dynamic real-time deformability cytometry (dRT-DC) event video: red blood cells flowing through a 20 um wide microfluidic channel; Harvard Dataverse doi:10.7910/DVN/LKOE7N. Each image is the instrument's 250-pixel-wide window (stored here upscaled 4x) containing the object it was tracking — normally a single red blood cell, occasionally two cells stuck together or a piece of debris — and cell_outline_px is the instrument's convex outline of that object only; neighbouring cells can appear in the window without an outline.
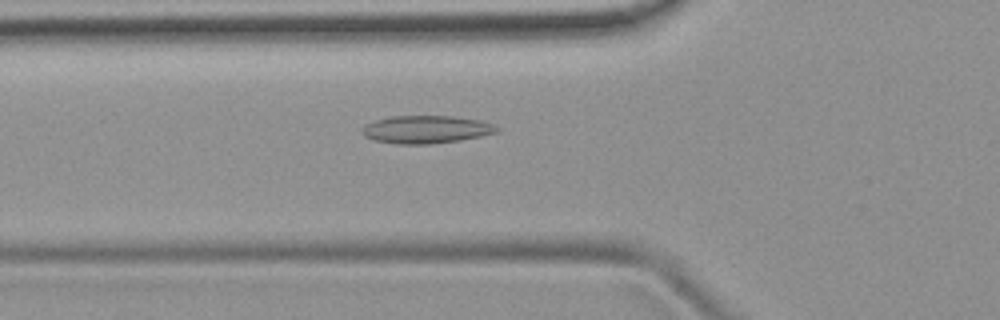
{"species": "common noctule bat (a hibernating species)", "species_latin": "Nyctalus noctula", "temperature_condition": "room temperature", "stored_images_in_passage": 51, "camera_frame_rate_fps": 3000, "um_per_image_px": 0.085, "animal": {"sex": "female", "body_mass_g": 19.9}, "frame": {"image": 1, "passage_image": 18, "time_ms": 5.667, "image_size_px": [1000, 320], "cell_outline_px": [[500, 128], [496, 132], [480, 136], [460, 140], [432, 144], [396, 144], [376, 140], [364, 136], [360, 132], [360, 128], [364, 124], [376, 120], [392, 116], [452, 116], [480, 120], [492, 124]], "centroid_in_image_um": [36.18, 11.0], "position_along_channel_um": 89.6, "area_um2": 21.85}}
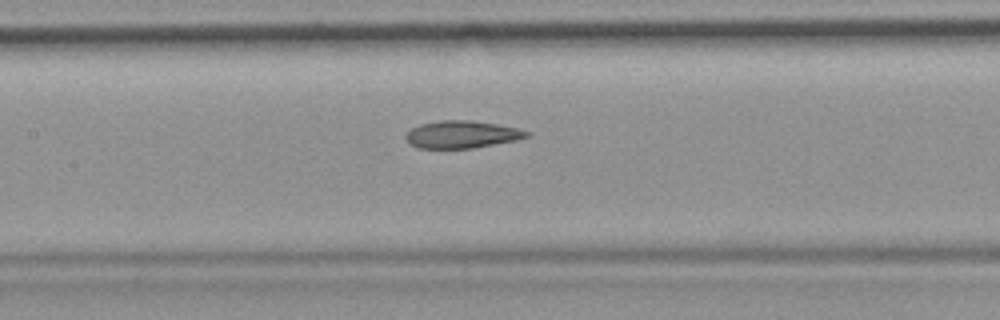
{"frame": {"image": 2, "passage_image": 24, "time_ms": 7.667, "image_size_px": [1000, 320], "cell_outline_px": [[532, 136], [516, 140], [472, 148], [416, 148], [408, 144], [404, 136], [412, 128], [420, 124], [440, 120], [472, 120], [496, 124], [516, 128], [532, 132]], "centroid_in_image_um": [39.25, 11.43], "position_along_channel_um": 168.1, "area_um2": 19.42}}
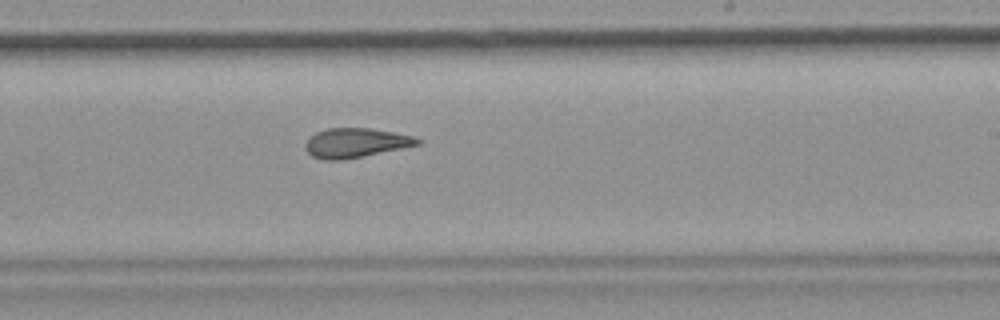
{"frame": {"image": 3, "passage_image": 31, "time_ms": 10.0, "image_size_px": [1000, 320], "cell_outline_px": [[420, 144], [364, 156], [340, 160], [324, 160], [312, 156], [304, 148], [304, 144], [316, 132], [328, 128], [368, 128], [416, 136], [420, 140]], "centroid_in_image_um": [30.22, 12.14], "position_along_channel_um": 258.8, "area_um2": 19.07}, "authors_computed_cell_mechanics": {"area_um2": 20.1722, "velocity_mm_per_s": 3.912, "shape_relaxation_time_tau1_ms": null, "shape_relaxation_time_tau2_ms": 4.1396, "deformation_change_tau1": null, "deformation_change_tau2": 0.1345}}